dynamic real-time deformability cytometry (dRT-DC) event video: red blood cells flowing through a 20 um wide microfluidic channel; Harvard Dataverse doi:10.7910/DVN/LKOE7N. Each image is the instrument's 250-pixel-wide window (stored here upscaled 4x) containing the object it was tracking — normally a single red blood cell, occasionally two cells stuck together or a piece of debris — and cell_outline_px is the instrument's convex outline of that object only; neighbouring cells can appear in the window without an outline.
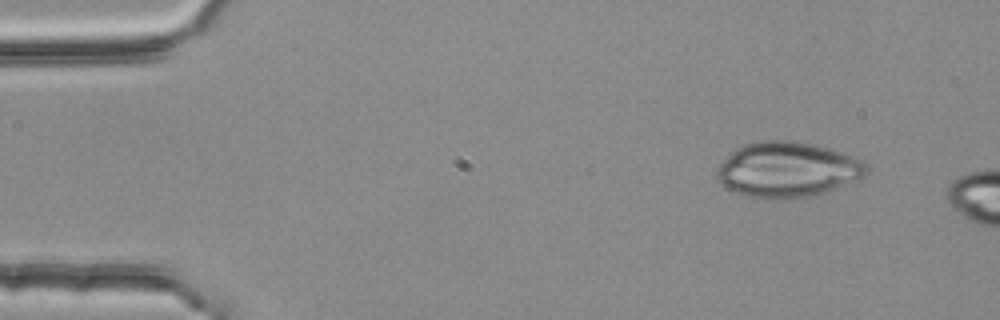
{"species": "common noctule bat (a hibernating species)", "species_latin": "Nyctalus noctula", "temperature_condition": "room temperature", "stored_images_in_passage": 3, "camera_frame_rate_fps": 3000, "um_per_image_px": 0.085, "animal": {"sex": "female", "body_mass_g": 25.1}, "frame": {"image": 1, "passage_image": 1, "time_ms": 0.0, "image_size_px": [1000, 320], "cell_outline_px": [[868, 172], [864, 176], [824, 192], [804, 196], [748, 196], [736, 192], [728, 188], [716, 176], [716, 172], [720, 164], [736, 148], [744, 144], [764, 140], [792, 140], [812, 144], [828, 148], [852, 156], [860, 160], [868, 168]], "centroid_in_image_um": [66.92, 14.36], "position_along_channel_um": 18.1, "area_um2": 46.59}}